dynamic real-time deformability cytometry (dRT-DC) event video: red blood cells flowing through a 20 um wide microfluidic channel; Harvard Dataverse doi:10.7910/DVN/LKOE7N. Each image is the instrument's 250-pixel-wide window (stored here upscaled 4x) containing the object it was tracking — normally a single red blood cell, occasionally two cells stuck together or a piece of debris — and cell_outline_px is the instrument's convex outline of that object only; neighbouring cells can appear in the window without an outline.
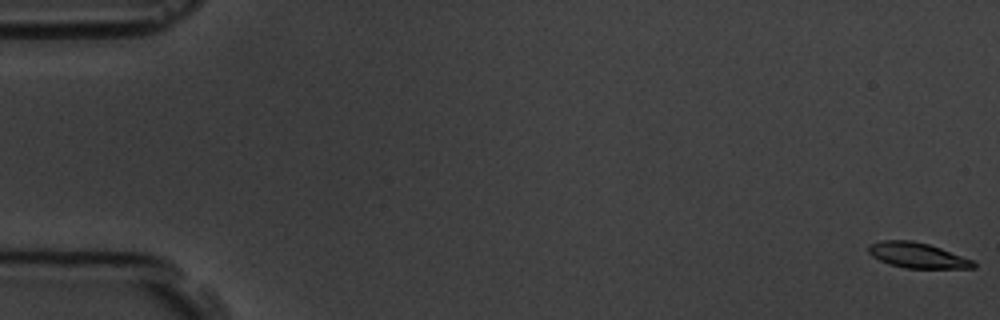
{"species": "common noctule bat (a hibernating species)", "species_latin": "Nyctalus noctula", "temperature_condition": "room temperature", "stored_images_in_passage": 5, "camera_frame_rate_fps": 3000, "um_per_image_px": 0.085, "animal": {"sex": "male", "body_mass_g": 19.5, "forearm_length_mm": 54.6}, "frame": {"image": 1, "passage_image": 1, "time_ms": 0.0, "image_size_px": [1000, 320], "cell_outline_px": [[976, 268], [904, 268], [888, 264], [872, 256], [868, 252], [868, 244], [884, 240], [912, 240], [928, 244], [940, 248], [972, 260], [976, 264]], "centroid_in_image_um": [77.94, 21.7], "position_along_channel_um": 7.1, "area_um2": 15.43}}
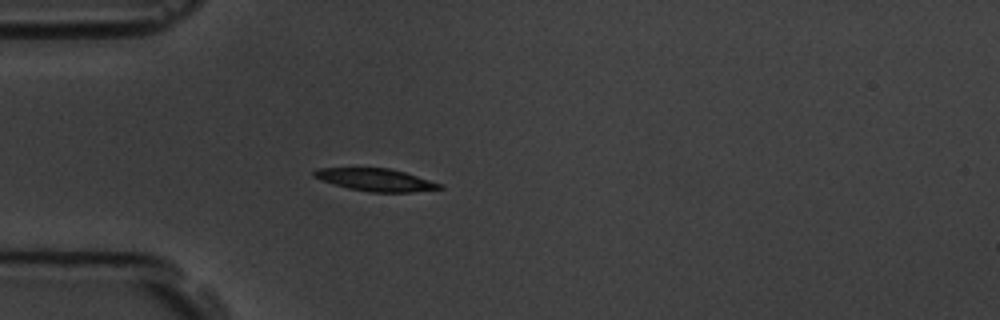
{"frame": {"image": 2, "passage_image": 5, "time_ms": 5.333, "image_size_px": [1000, 320], "cell_outline_px": [[444, 188], [412, 192], [368, 192], [348, 188], [320, 180], [312, 176], [312, 172], [320, 168], [388, 168], [404, 172], [444, 184]], "centroid_in_image_um": [31.95, 15.29], "position_along_channel_um": 53.1, "area_um2": 16.47}}